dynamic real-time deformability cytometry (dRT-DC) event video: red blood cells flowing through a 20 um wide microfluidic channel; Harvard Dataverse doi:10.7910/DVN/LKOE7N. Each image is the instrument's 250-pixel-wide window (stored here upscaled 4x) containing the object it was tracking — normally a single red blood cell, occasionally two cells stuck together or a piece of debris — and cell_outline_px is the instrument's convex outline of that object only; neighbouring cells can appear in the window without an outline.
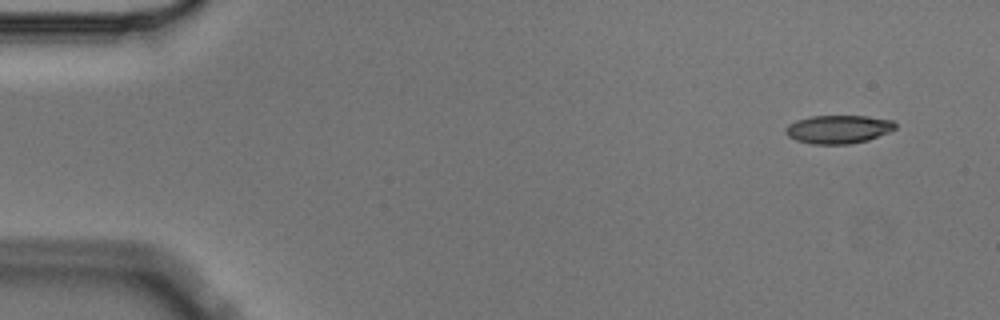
{"species": "Egyptian fruit bat (a non-hibernating species)", "species_latin": "Rousettus aegyptiacus", "temperature_condition": "cold", "stored_images_in_passage": 6, "camera_frame_rate_fps": 3000, "um_per_image_px": 0.085, "animal": {"sex": "male"}, "frame": {"image": 1, "passage_image": 1, "time_ms": 0.0, "image_size_px": [1000, 320], "cell_outline_px": [[896, 128], [888, 132], [868, 140], [848, 144], [812, 144], [796, 140], [788, 136], [784, 132], [784, 128], [788, 124], [796, 120], [812, 116], [868, 116], [892, 120], [896, 124]], "centroid_in_image_um": [71.23, 10.98], "position_along_channel_um": 13.8, "area_um2": 18.15}}
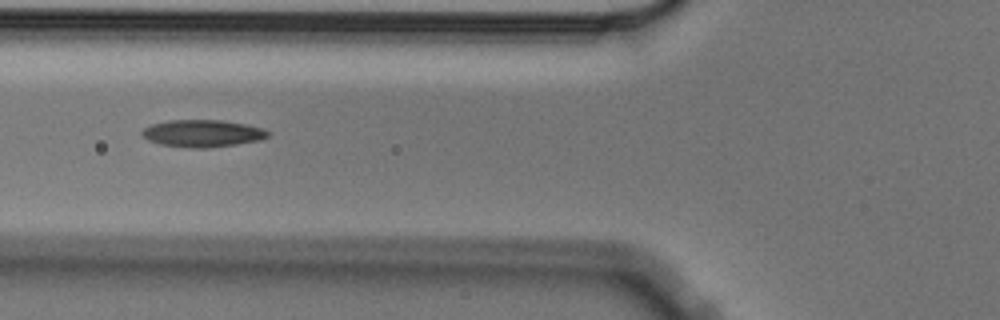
{"frame": {"image": 2, "passage_image": 6, "time_ms": 1.667, "image_size_px": [1000, 320], "cell_outline_px": [[268, 136], [260, 140], [236, 144], [208, 148], [188, 148], [160, 144], [148, 140], [140, 132], [144, 128], [152, 124], [168, 120], [224, 120], [248, 124], [264, 128], [268, 132]], "centroid_in_image_um": [17.22, 11.33], "position_along_channel_um": 108.6, "area_um2": 20.06}}